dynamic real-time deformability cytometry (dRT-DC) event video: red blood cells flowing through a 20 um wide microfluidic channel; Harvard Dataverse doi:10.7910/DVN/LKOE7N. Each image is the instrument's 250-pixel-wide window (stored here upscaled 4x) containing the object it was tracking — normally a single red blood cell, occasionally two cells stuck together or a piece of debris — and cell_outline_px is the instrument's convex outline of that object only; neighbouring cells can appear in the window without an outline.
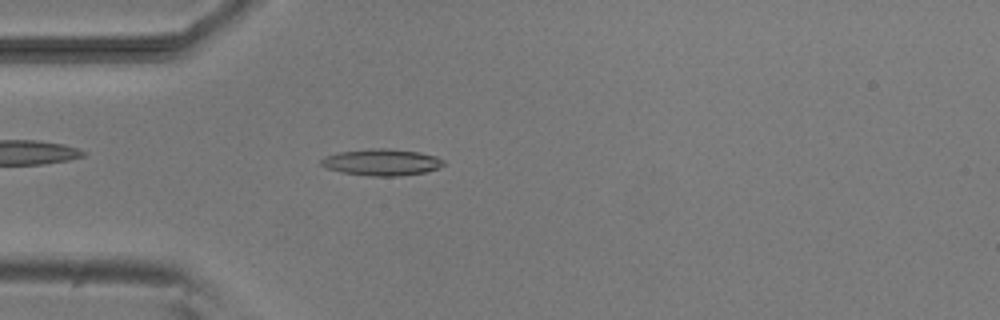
{"species": "common noctule bat (a hibernating species)", "species_latin": "Nyctalus noctula", "temperature_condition": "room temperature", "stored_images_in_passage": 50, "camera_frame_rate_fps": 3000, "um_per_image_px": 0.085, "animal": {"sex": "male", "body_mass_g": 20.5, "forearm_length_mm": 52.5}, "frame": {"image": 1, "passage_image": 12, "time_ms": 3.667, "image_size_px": [1000, 320], "cell_outline_px": [[444, 164], [440, 168], [424, 172], [400, 176], [372, 176], [340, 172], [328, 168], [320, 164], [320, 160], [324, 156], [340, 152], [372, 148], [388, 148], [416, 152], [436, 156], [444, 160]], "centroid_in_image_um": [32.44, 13.79], "position_along_channel_um": 52.6, "area_um2": 18.9}}
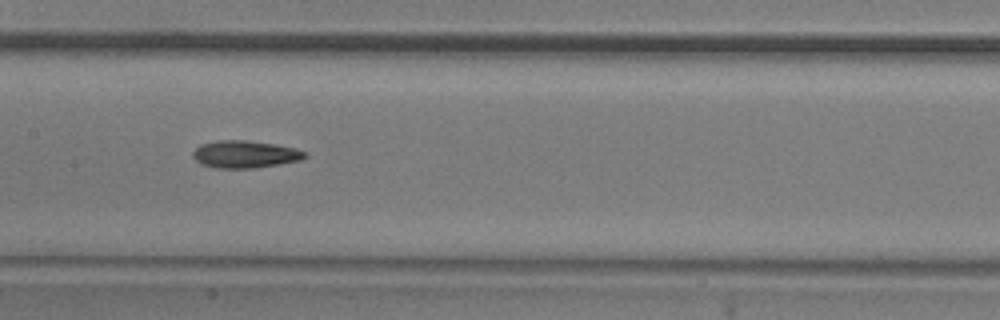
{"frame": {"image": 2, "passage_image": 23, "time_ms": 7.333, "image_size_px": [1000, 320], "cell_outline_px": [[308, 156], [300, 160], [280, 164], [252, 168], [216, 168], [200, 164], [192, 156], [192, 152], [200, 144], [216, 140], [244, 140], [276, 144], [296, 148], [308, 152]], "centroid_in_image_um": [20.83, 13.11], "position_along_channel_um": 186.6, "area_um2": 18.03}}
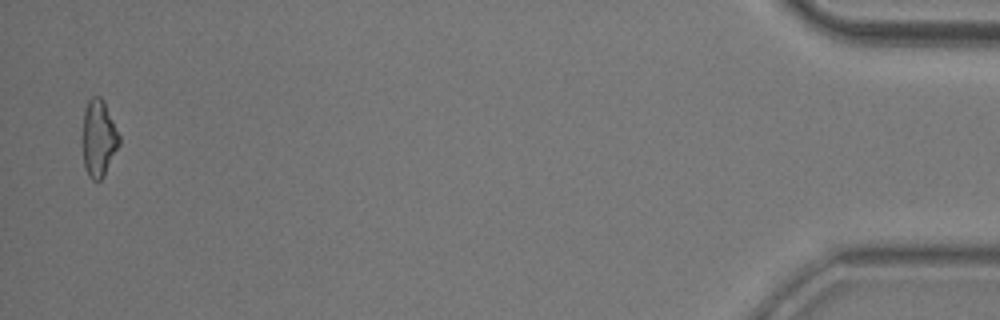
{"frame": {"image": 3, "passage_image": 49, "time_ms": 16.0, "image_size_px": [1000, 320], "cell_outline_px": [[120, 144], [104, 176], [100, 180], [92, 180], [88, 176], [84, 164], [84, 108], [88, 100], [92, 96], [100, 96], [104, 100], [120, 136]], "centroid_in_image_um": [8.41, 11.74], "position_along_channel_um": 426.8, "area_um2": 16.24}, "authors_computed_cell_mechanics": {"area_um2": 17.0799, "velocity_mm_per_s": 3.83, "shape_relaxation_time_tau1_ms": 6.3976, "shape_relaxation_time_tau2_ms": 5.6063, "deformation_change_tau1": 0.163, "deformation_change_tau2": 0.1607}}